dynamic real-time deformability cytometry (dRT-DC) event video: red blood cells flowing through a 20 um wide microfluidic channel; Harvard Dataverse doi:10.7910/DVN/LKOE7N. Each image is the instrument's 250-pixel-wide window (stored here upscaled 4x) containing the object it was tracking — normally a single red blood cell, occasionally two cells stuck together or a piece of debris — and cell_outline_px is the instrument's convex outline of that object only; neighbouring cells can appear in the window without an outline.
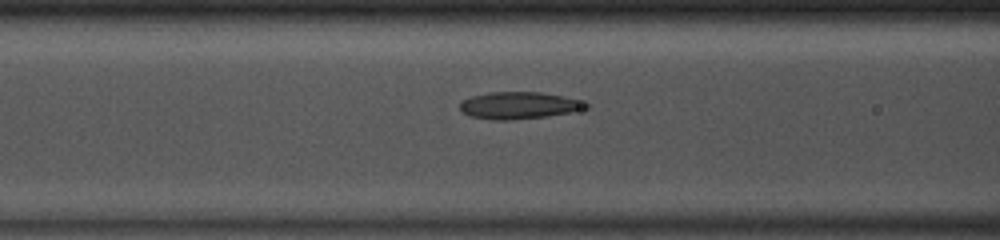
{"species": "common noctule bat (a hibernating species)", "species_latin": "Nyctalus noctula", "temperature_condition": "room temperature", "stored_images_in_passage": 47, "camera_frame_rate_fps": 3000, "um_per_image_px": 0.085, "animal": {"sex": "male", "body_mass_g": 13.0, "forearm_length_mm": 53.1}, "frame": {"image": 1, "passage_image": 18, "time_ms": 5.667, "image_size_px": [1000, 240], "cell_outline_px": [[592, 108], [572, 112], [548, 116], [512, 120], [492, 120], [472, 116], [464, 112], [460, 108], [460, 100], [472, 96], [488, 92], [540, 92], [564, 96], [592, 104]], "centroid_in_image_um": [44.17, 8.96], "position_along_channel_um": 122.4, "area_um2": 20.06}}
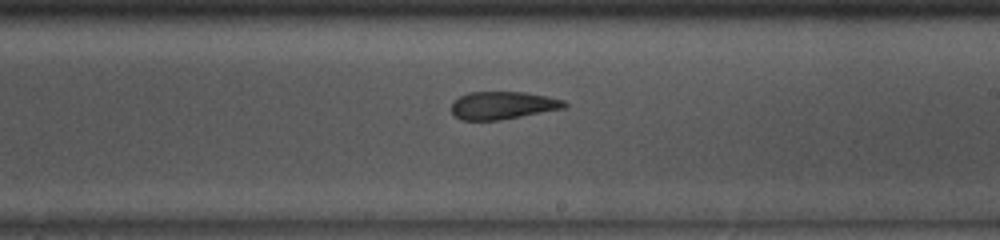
{"frame": {"image": 2, "passage_image": 27, "time_ms": 8.667, "image_size_px": [1000, 240], "cell_outline_px": [[568, 104], [564, 108], [500, 120], [464, 120], [456, 116], [452, 112], [452, 104], [460, 96], [468, 92], [524, 92], [548, 96], [564, 100]], "centroid_in_image_um": [42.76, 8.95], "position_along_channel_um": 246.2, "area_um2": 18.09}}
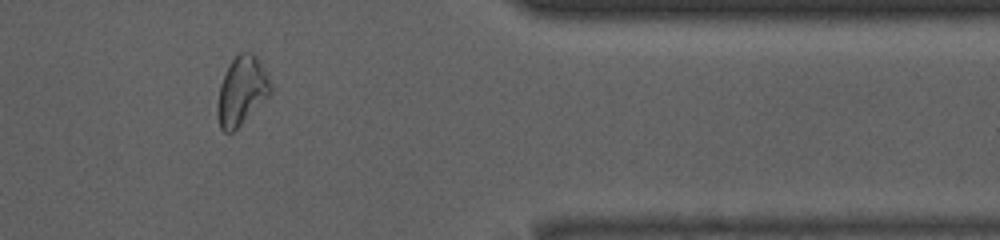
{"frame": {"image": 3, "passage_image": 39, "time_ms": 12.667, "image_size_px": [1000, 240], "cell_outline_px": [[272, 92], [232, 132], [224, 132], [220, 128], [216, 112], [216, 104], [220, 84], [228, 64], [236, 52], [252, 52], [256, 56], [268, 76], [272, 84]], "centroid_in_image_um": [20.51, 7.68], "position_along_channel_um": 390.9, "area_um2": 21.27}, "authors_computed_cell_mechanics": {"area_um2": 20.5768, "velocity_mm_per_s": 4.1304, "shape_relaxation_time_tau1_ms": null, "shape_relaxation_time_tau2_ms": 2.7191, "deformation_change_tau1": null, "deformation_change_tau2": 0.0919}}